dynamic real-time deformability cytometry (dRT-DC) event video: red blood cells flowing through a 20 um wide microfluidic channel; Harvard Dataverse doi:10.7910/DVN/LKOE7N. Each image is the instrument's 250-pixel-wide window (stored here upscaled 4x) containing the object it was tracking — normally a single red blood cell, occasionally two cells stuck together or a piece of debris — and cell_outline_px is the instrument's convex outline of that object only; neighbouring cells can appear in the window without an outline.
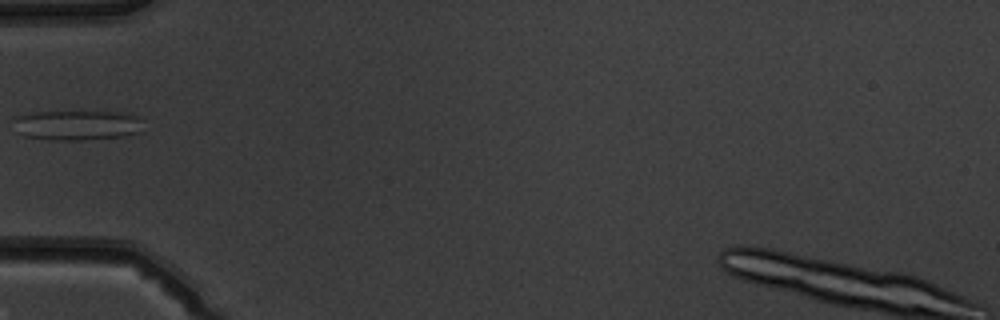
{"species": "common noctule bat (a hibernating species)", "species_latin": "Nyctalus noctula", "temperature_condition": "warm", "stored_images_in_passage": 6, "camera_frame_rate_fps": 3000, "um_per_image_px": 0.085, "animal": {"sex": "male", "body_mass_g": 19.5, "forearm_length_mm": 54.6}, "frame": {"image": 1, "passage_image": 5, "time_ms": 5.667, "image_size_px": [1000, 320], "cell_outline_px": [[140, 132], [124, 136], [84, 140], [48, 140], [24, 136], [16, 132], [12, 120], [16, 116], [32, 112], [132, 112], [136, 116]], "centroid_in_image_um": [6.46, 10.64], "position_along_channel_um": 78.5, "area_um2": 22.72}}
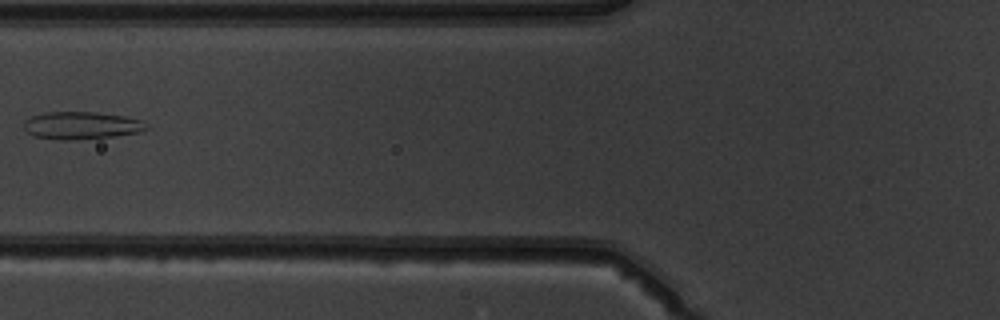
{"frame": {"image": 2, "passage_image": 6, "time_ms": 6.667, "image_size_px": [1000, 320], "cell_outline_px": [[148, 128], [136, 132], [112, 136], [68, 140], [60, 140], [32, 136], [24, 128], [24, 120], [32, 116], [44, 112], [96, 112], [124, 116], [144, 120]], "centroid_in_image_um": [6.88, 10.65], "position_along_channel_um": 118.9, "area_um2": 19.54}}